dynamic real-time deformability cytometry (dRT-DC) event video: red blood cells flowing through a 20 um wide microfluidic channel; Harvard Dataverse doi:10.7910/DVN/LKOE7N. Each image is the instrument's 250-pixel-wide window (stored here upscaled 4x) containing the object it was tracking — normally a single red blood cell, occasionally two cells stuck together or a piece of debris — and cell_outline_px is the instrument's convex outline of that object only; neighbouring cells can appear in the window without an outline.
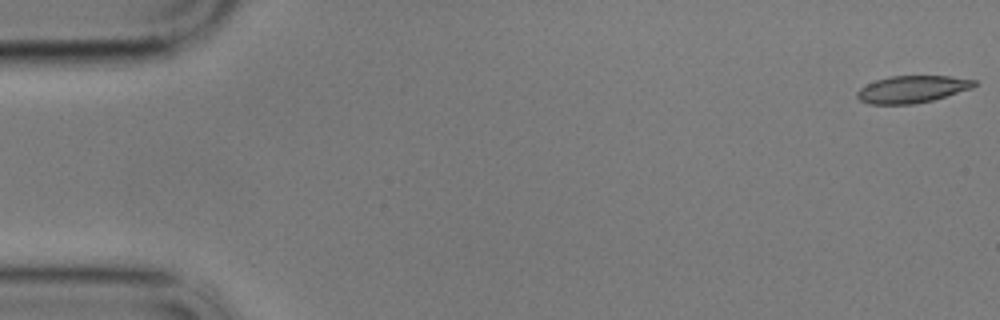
{"species": "common noctule bat (a hibernating species)", "species_latin": "Nyctalus noctula", "temperature_condition": "cold", "stored_images_in_passage": 58, "camera_frame_rate_fps": 3000, "um_per_image_px": 0.085, "animal": {"sex": "male", "body_mass_g": 17.9}, "frame": {"image": 1, "passage_image": 1, "time_ms": 0.0, "image_size_px": [1000, 320], "cell_outline_px": [[976, 84], [972, 88], [932, 100], [912, 104], [868, 104], [860, 100], [856, 96], [856, 92], [860, 88], [876, 80], [892, 76], [948, 76], [976, 80]], "centroid_in_image_um": [77.51, 7.58], "position_along_channel_um": 7.5, "area_um2": 18.32}}
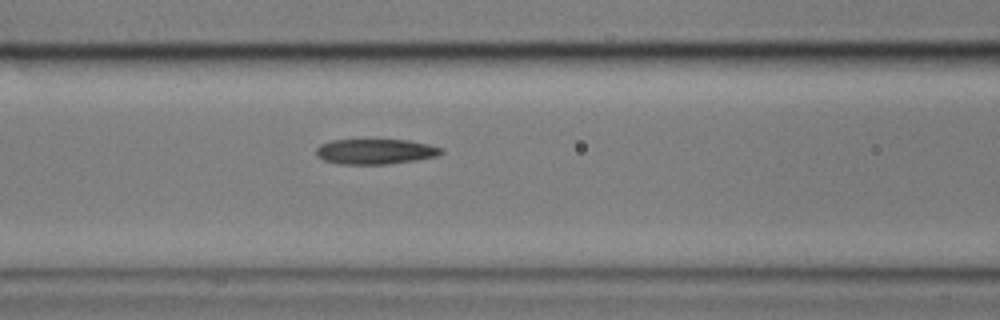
{"frame": {"image": 2, "passage_image": 24, "time_ms": 7.667, "image_size_px": [1000, 320], "cell_outline_px": [[444, 152], [436, 156], [416, 160], [388, 164], [340, 164], [324, 160], [316, 156], [316, 148], [320, 144], [332, 140], [408, 140], [428, 144], [444, 148]], "centroid_in_image_um": [31.91, 12.88], "position_along_channel_um": 134.7, "area_um2": 18.44}}
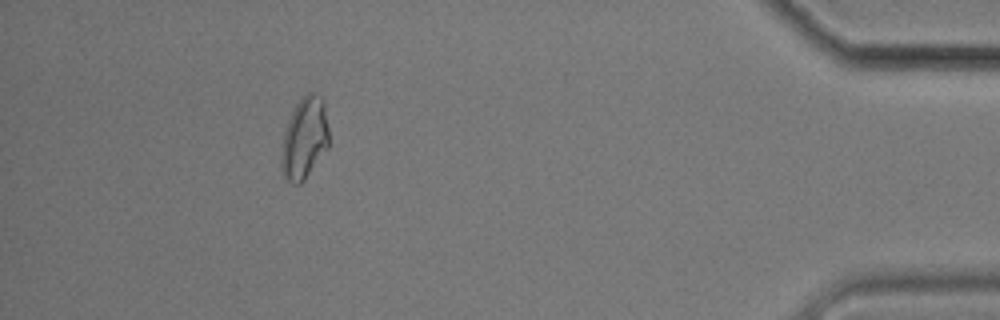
{"frame": {"image": 3, "passage_image": 53, "time_ms": 17.333, "image_size_px": [1000, 320], "cell_outline_px": [[328, 148], [304, 180], [300, 184], [292, 184], [284, 176], [280, 168], [280, 152], [284, 132], [288, 120], [300, 96], [308, 92], [316, 92], [324, 100], [328, 128]], "centroid_in_image_um": [25.86, 11.74], "position_along_channel_um": 409.3, "area_um2": 23.0}, "authors_computed_cell_mechanics": {"area_um2": 19.2763, "velocity_mm_per_s": 3.411, "shape_relaxation_time_tau1_ms": null, "shape_relaxation_time_tau2_ms": 10.6175, "deformation_change_tau1": null, "deformation_change_tau2": 0.1906}}